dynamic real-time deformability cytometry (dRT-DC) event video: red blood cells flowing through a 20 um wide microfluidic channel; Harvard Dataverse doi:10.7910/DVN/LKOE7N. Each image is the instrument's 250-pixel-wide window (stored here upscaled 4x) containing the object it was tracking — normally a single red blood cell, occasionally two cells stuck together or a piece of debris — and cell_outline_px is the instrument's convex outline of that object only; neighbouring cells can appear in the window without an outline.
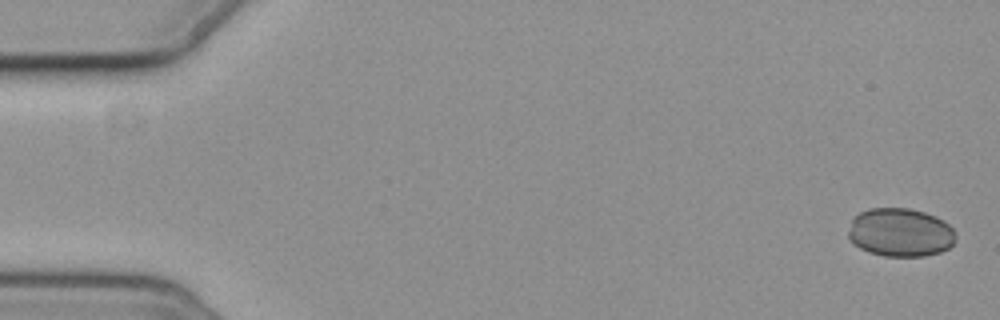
{"species": "common noctule bat (a hibernating species)", "species_latin": "Nyctalus noctula", "temperature_condition": "cold", "stored_images_in_passage": 6, "camera_frame_rate_fps": 3000, "um_per_image_px": 0.085, "animal": {"sex": "female", "body_mass_g": 19.3, "forearm_length_mm": 54.1}, "frame": {"image": 1, "passage_image": 1, "time_ms": 0.0, "image_size_px": [1000, 320], "cell_outline_px": [[956, 240], [948, 248], [940, 252], [924, 256], [884, 256], [868, 252], [860, 248], [848, 236], [848, 232], [852, 220], [860, 212], [868, 208], [908, 208], [924, 212], [936, 216], [948, 224], [956, 232]], "centroid_in_image_um": [76.55, 19.76], "position_along_channel_um": 8.5, "area_um2": 30.35}}